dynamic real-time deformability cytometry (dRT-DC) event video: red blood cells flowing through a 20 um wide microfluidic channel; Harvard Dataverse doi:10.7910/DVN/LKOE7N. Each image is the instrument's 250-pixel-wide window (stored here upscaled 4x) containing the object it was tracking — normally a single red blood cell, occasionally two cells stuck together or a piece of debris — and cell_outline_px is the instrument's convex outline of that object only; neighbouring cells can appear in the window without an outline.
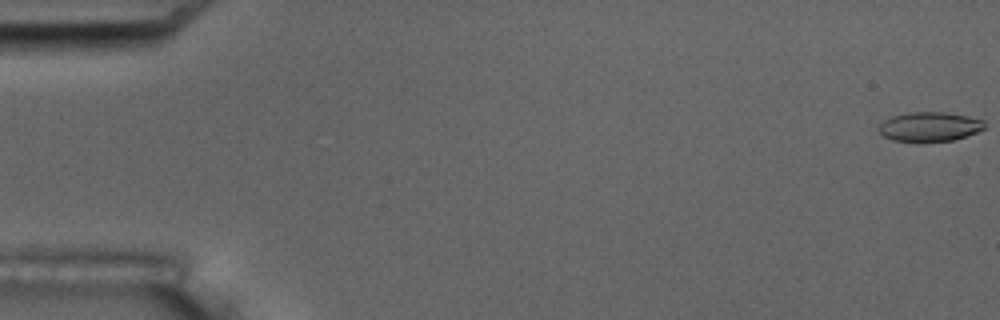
{"species": "common noctule bat (a hibernating species)", "species_latin": "Nyctalus noctula", "temperature_condition": "room temperature", "stored_images_in_passage": 6, "camera_frame_rate_fps": 3000, "um_per_image_px": 0.085, "animal": {"sex": "male", "body_mass_g": 17.5, "forearm_length_mm": 52.3}, "frame": {"image": 1, "passage_image": 1, "time_ms": 0.0, "image_size_px": [1000, 320], "cell_outline_px": [[984, 128], [976, 132], [952, 140], [892, 140], [884, 136], [880, 132], [880, 124], [884, 120], [892, 116], [908, 112], [944, 112], [968, 116], [984, 120]], "centroid_in_image_um": [79.02, 10.73], "position_along_channel_um": 6.0, "area_um2": 17.57}}
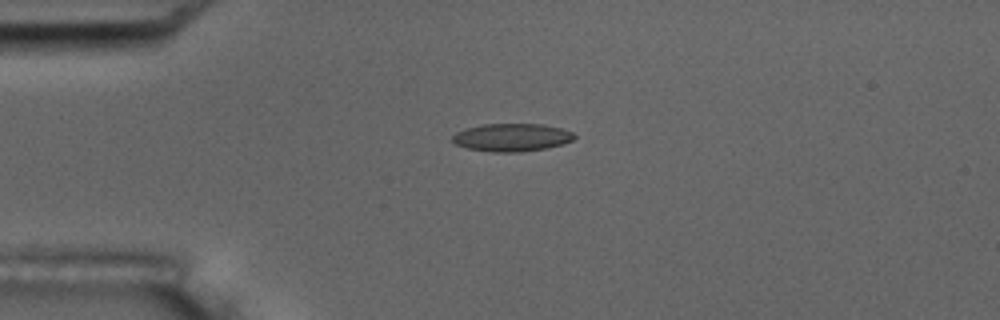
{"frame": {"image": 2, "passage_image": 5, "time_ms": 4.667, "image_size_px": [1000, 320], "cell_outline_px": [[576, 136], [572, 140], [564, 144], [548, 148], [520, 152], [492, 152], [468, 148], [456, 144], [452, 140], [452, 136], [456, 132], [464, 128], [484, 124], [544, 124], [560, 128], [572, 132]], "centroid_in_image_um": [43.51, 11.68], "position_along_channel_um": 41.5, "area_um2": 19.88}}